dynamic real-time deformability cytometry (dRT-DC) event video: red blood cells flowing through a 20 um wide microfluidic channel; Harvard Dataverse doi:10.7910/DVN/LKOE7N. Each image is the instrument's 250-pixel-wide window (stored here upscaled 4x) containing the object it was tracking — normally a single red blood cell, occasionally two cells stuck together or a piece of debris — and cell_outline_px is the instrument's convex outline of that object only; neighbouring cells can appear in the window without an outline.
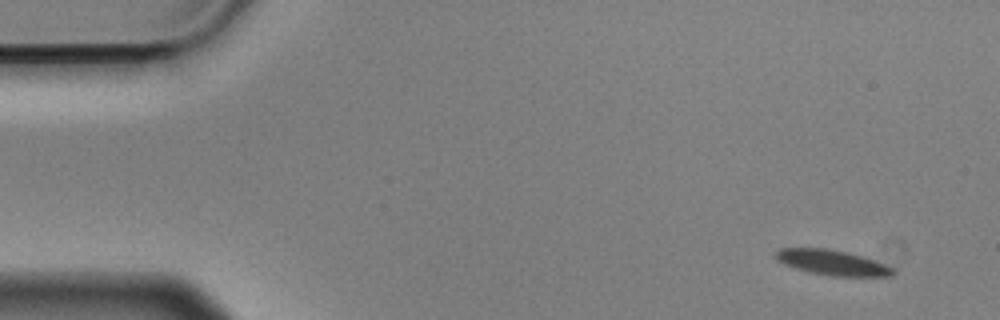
{"species": "Egyptian fruit bat (a non-hibernating species)", "species_latin": "Rousettus aegyptiacus", "temperature_condition": "cold", "stored_images_in_passage": 53, "camera_frame_rate_fps": 3000, "um_per_image_px": 0.085, "animal": {"sex": "male"}, "frame": {"image": 1, "passage_image": 1, "time_ms": 0.0, "image_size_px": [1000, 320], "cell_outline_px": [[896, 272], [892, 276], [832, 276], [808, 272], [784, 264], [776, 260], [776, 252], [780, 248], [824, 248], [864, 256], [896, 268]], "centroid_in_image_um": [70.78, 22.32], "position_along_channel_um": 14.2, "area_um2": 17.22}}
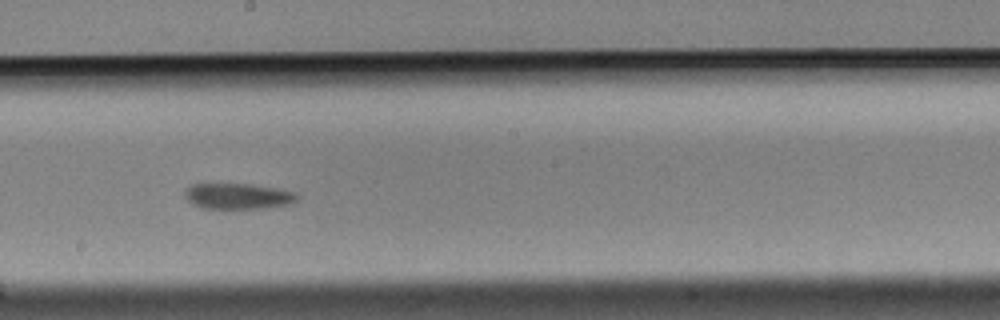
{"frame": {"image": 2, "passage_image": 28, "time_ms": 9.0, "image_size_px": [1000, 320], "cell_outline_px": [[300, 196], [292, 204], [260, 208], [200, 208], [192, 204], [184, 196], [184, 188], [192, 184], [248, 184], [276, 188], [296, 192]], "centroid_in_image_um": [20.21, 16.67], "position_along_channel_um": 228.0, "area_um2": 16.94}}
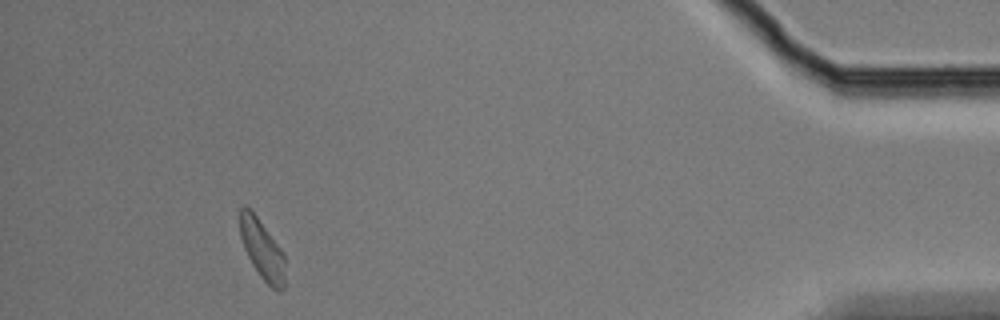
{"frame": {"image": 3, "passage_image": 49, "time_ms": 16.0, "image_size_px": [1000, 320], "cell_outline_px": [[284, 288], [280, 292], [276, 292], [260, 276], [252, 264], [244, 248], [240, 236], [240, 208], [244, 204], [256, 216], [284, 252]], "centroid_in_image_um": [22.29, 21.23], "position_along_channel_um": 412.9, "area_um2": 15.55}, "authors_computed_cell_mechanics": {"area_um2": 17.1666, "velocity_mm_per_s": 3.5514, "shape_relaxation_time_tau1_ms": 4.4895, "shape_relaxation_time_tau2_ms": 8.3446, "deformation_change_tau1": 0.1344, "deformation_change_tau2": 0.1258}}